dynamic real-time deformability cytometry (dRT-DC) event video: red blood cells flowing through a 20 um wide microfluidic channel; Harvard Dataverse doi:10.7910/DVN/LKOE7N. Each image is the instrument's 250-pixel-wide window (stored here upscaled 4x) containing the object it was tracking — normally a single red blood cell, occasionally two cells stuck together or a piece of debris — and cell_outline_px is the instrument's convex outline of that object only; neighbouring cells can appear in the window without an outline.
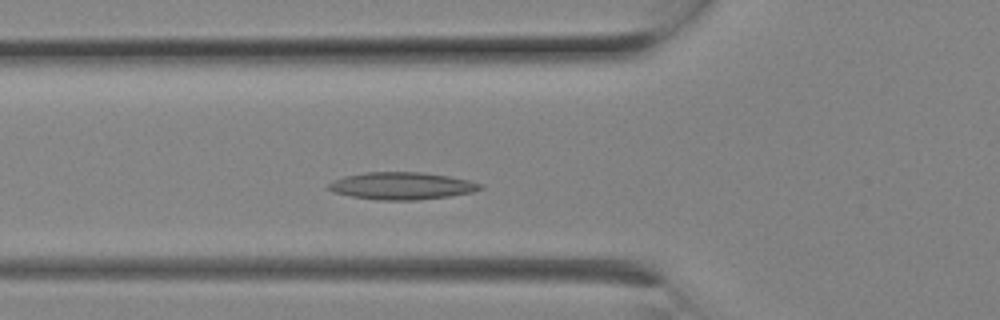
{"species": "Egyptian fruit bat (a non-hibernating species)", "species_latin": "Rousettus aegyptiacus", "temperature_condition": "room temperature", "stored_images_in_passage": 6, "camera_frame_rate_fps": 3000, "um_per_image_px": 0.085, "animal": {"sex": "female"}, "frame": {"image": 1, "passage_image": 6, "time_ms": 1.667, "image_size_px": [1000, 320], "cell_outline_px": [[484, 188], [472, 192], [448, 196], [416, 200], [376, 200], [352, 196], [332, 192], [328, 188], [328, 184], [332, 180], [344, 176], [364, 172], [420, 172], [448, 176], [468, 180], [484, 184]], "centroid_in_image_um": [34.13, 15.79], "position_along_channel_um": 91.7, "area_um2": 24.16}}